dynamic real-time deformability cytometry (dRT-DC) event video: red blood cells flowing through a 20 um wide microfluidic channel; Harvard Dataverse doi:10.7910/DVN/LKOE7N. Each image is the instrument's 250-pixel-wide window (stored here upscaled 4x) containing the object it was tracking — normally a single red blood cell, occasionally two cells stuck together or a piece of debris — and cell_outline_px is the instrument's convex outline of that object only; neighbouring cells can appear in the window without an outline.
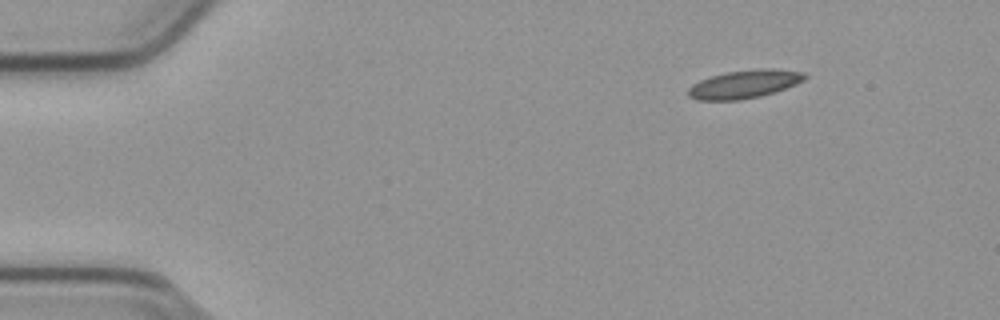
{"species": "common noctule bat (a hibernating species)", "species_latin": "Nyctalus noctula", "temperature_condition": "cold", "stored_images_in_passage": 48, "camera_frame_rate_fps": 3000, "um_per_image_px": 0.085, "animal": {"sex": "male", "body_mass_g": 23.1, "forearm_length_mm": 52.7}, "frame": {"image": 1, "passage_image": 1, "time_ms": 0.0, "image_size_px": [1000, 320], "cell_outline_px": [[808, 76], [804, 80], [784, 88], [760, 96], [736, 100], [696, 100], [688, 96], [688, 88], [692, 84], [700, 80], [724, 72], [756, 68], [772, 68], [804, 72]], "centroid_in_image_um": [63.24, 7.13], "position_along_channel_um": 21.8, "area_um2": 19.13}}
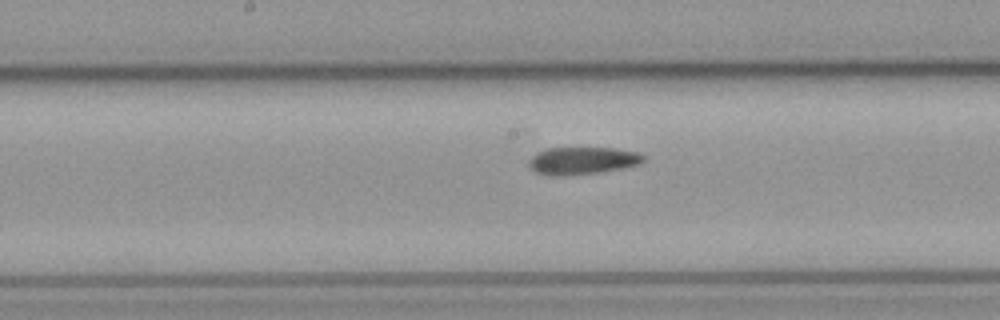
{"frame": {"image": 2, "passage_image": 22, "time_ms": 7.0, "image_size_px": [1000, 320], "cell_outline_px": [[644, 160], [636, 164], [620, 168], [600, 172], [556, 176], [552, 176], [536, 172], [528, 164], [532, 156], [548, 148], [612, 148], [640, 152], [644, 156]], "centroid_in_image_um": [49.5, 13.65], "position_along_channel_um": 198.7, "area_um2": 17.92}}
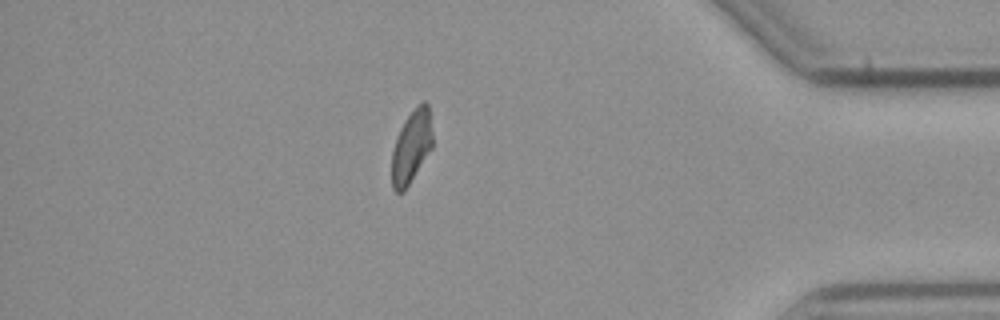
{"frame": {"image": 3, "passage_image": 41, "time_ms": 13.333, "image_size_px": [1000, 320], "cell_outline_px": [[432, 148], [404, 192], [396, 192], [392, 188], [392, 152], [400, 128], [404, 120], [424, 100], [428, 104], [432, 132]], "centroid_in_image_um": [34.97, 12.5], "position_along_channel_um": 400.2, "area_um2": 17.05}, "authors_computed_cell_mechanics": {"area_um2": 18.207, "velocity_mm_per_s": 3.7808, "shape_relaxation_time_tau1_ms": null, "shape_relaxation_time_tau2_ms": 4.7707, "deformation_change_tau1": null, "deformation_change_tau2": 0.1205}}